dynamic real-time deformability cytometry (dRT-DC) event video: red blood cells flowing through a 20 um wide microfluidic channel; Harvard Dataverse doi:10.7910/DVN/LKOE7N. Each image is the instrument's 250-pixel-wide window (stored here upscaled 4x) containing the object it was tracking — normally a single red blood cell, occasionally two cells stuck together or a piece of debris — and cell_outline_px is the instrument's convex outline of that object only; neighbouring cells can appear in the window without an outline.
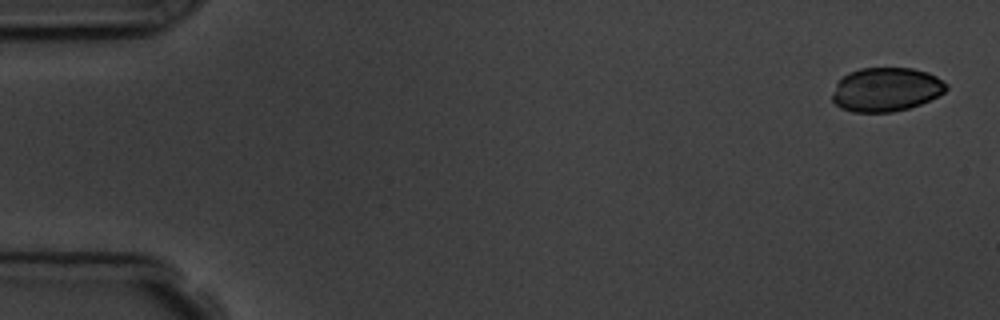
{"species": "common noctule bat (a hibernating species)", "species_latin": "Nyctalus noctula", "temperature_condition": "room temperature", "stored_images_in_passage": 3, "camera_frame_rate_fps": 3000, "um_per_image_px": 0.085, "animal": {"sex": "male", "body_mass_g": 19.5, "forearm_length_mm": 54.6}, "frame": {"image": 1, "passage_image": 1, "time_ms": 0.0, "image_size_px": [1000, 320], "cell_outline_px": [[948, 88], [940, 96], [920, 104], [908, 108], [892, 112], [852, 112], [840, 108], [832, 100], [832, 96], [836, 84], [848, 72], [860, 68], [912, 68], [928, 72], [944, 80], [948, 84]], "centroid_in_image_um": [75.34, 7.6], "position_along_channel_um": 9.7, "area_um2": 29.36}}